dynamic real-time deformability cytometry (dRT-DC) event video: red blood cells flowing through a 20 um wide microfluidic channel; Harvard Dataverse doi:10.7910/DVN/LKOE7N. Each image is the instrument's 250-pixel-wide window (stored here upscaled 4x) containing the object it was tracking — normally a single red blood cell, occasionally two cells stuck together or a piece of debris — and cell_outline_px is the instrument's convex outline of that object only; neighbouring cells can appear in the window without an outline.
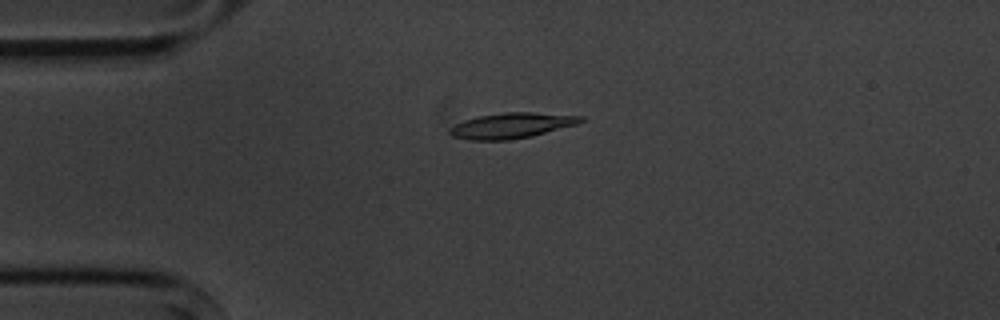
{"species": "common noctule bat (a hibernating species)", "species_latin": "Nyctalus noctula", "temperature_condition": "cold", "stored_images_in_passage": 4, "camera_frame_rate_fps": 3000, "um_per_image_px": 0.085, "animal": {"sex": "male", "body_mass_g": 20.1, "forearm_length_mm": 53.5}, "frame": {"image": 1, "passage_image": 3, "time_ms": 2.333, "image_size_px": [1000, 320], "cell_outline_px": [[584, 120], [576, 124], [532, 136], [512, 140], [468, 140], [452, 136], [448, 132], [448, 128], [464, 120], [476, 116], [504, 112], [532, 112], [584, 116]], "centroid_in_image_um": [43.44, 10.67], "position_along_channel_um": 41.6, "area_um2": 19.54}}